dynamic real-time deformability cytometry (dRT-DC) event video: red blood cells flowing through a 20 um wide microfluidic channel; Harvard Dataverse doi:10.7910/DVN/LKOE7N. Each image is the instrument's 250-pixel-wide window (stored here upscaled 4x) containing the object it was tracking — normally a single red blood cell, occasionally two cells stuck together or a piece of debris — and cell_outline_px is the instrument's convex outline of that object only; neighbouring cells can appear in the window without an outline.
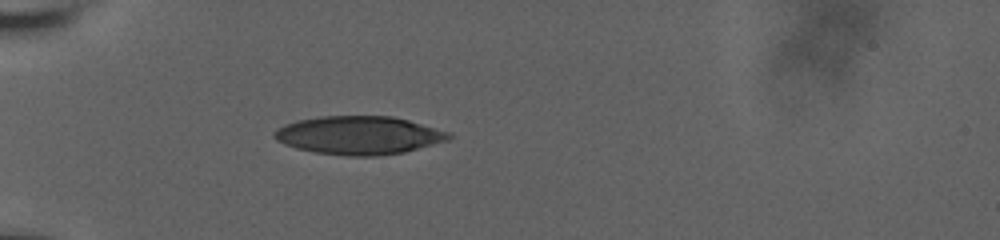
{"species": "human", "species_latin": "Homo sapiens", "temperature_condition": "room temperature", "stored_images_in_passage": 40, "camera_frame_rate_fps": 3000, "um_per_image_px": 0.085, "donor": {"sex": "male"}, "frame": {"image": 1, "passage_image": 1, "time_ms": 0.0, "image_size_px": [1000, 240], "cell_outline_px": [[452, 136], [448, 140], [404, 152], [376, 156], [348, 156], [316, 152], [296, 148], [284, 144], [276, 140], [272, 136], [272, 132], [276, 128], [284, 124], [296, 120], [320, 116], [392, 116], [408, 120], [452, 132]], "centroid_in_image_um": [30.48, 11.49], "position_along_channel_um": 54.5, "area_um2": 39.13}}
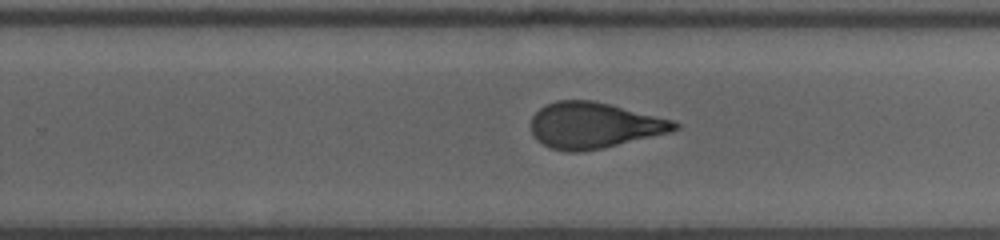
{"frame": {"image": 2, "passage_image": 21, "time_ms": 6.667, "image_size_px": [1000, 240], "cell_outline_px": [[680, 128], [672, 132], [600, 148], [580, 152], [568, 152], [552, 148], [536, 140], [532, 132], [532, 116], [540, 108], [556, 100], [592, 100], [672, 120], [680, 124]], "centroid_in_image_um": [50.48, 10.66], "position_along_channel_um": 279.3, "area_um2": 37.97}}
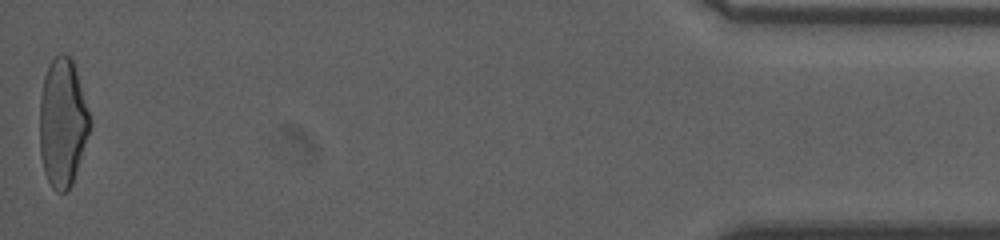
{"frame": {"image": 3, "passage_image": 40, "time_ms": 13.0, "image_size_px": [1000, 240], "cell_outline_px": [[92, 128], [72, 184], [64, 192], [56, 192], [52, 188], [44, 172], [40, 156], [40, 96], [44, 76], [48, 64], [60, 52], [68, 56], [72, 60], [92, 120]], "centroid_in_image_um": [5.33, 10.45], "position_along_channel_um": 429.9, "area_um2": 37.8}, "authors_computed_cell_mechanics": {"area_um2": 38.7549, "velocity_mm_per_s": 3.679, "shape_relaxation_time_tau1_ms": 11.1399, "shape_relaxation_time_tau2_ms": 1.2952, "deformation_change_tau1": 0.2834, "deformation_change_tau2": 0.0961}}